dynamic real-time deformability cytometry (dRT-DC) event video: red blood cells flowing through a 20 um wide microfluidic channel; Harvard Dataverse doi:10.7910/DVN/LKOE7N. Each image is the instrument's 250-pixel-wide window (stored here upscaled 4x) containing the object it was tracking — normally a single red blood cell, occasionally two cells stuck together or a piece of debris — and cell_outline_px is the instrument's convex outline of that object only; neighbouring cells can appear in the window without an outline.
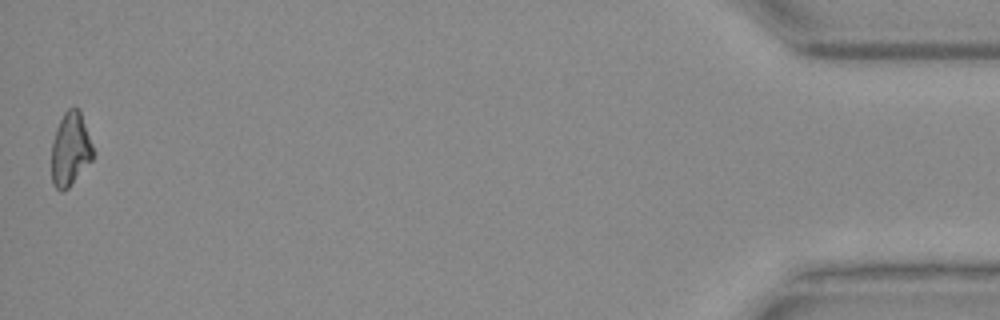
{"species": "Egyptian fruit bat (a non-hibernating species)", "species_latin": "Rousettus aegyptiacus", "temperature_condition": "warm", "stored_images_in_passage": 37, "camera_frame_rate_fps": 3000, "um_per_image_px": 0.085, "animal": {"sex": "female"}, "frame": {"image": 1, "passage_image": 37, "time_ms": 12.0, "image_size_px": [1000, 320], "cell_outline_px": [[96, 152], [92, 160], [68, 188], [60, 192], [52, 184], [52, 140], [56, 128], [64, 112], [68, 108], [76, 108], [80, 112]], "centroid_in_image_um": [5.99, 12.7], "position_along_channel_um": 429.2, "area_um2": 17.86}}